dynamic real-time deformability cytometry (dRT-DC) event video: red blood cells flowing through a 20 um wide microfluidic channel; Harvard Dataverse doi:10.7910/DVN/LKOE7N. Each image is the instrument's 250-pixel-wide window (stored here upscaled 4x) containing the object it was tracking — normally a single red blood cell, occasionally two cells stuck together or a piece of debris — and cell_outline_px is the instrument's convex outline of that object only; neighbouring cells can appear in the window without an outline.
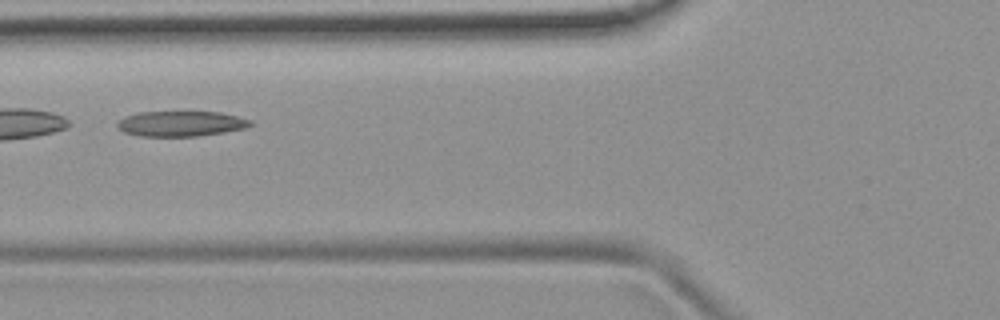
{"species": "common noctule bat (a hibernating species)", "species_latin": "Nyctalus noctula", "temperature_condition": "room temperature", "stored_images_in_passage": 2, "camera_frame_rate_fps": 3000, "um_per_image_px": 0.085, "animal": {"sex": "female", "body_mass_g": 19.9}, "frame": {"image": 1, "passage_image": 2, "time_ms": 1.0, "image_size_px": [1000, 320], "cell_outline_px": [[252, 124], [244, 128], [196, 136], [140, 136], [124, 132], [116, 128], [116, 124], [124, 116], [136, 112], [220, 112], [252, 120]], "centroid_in_image_um": [15.31, 10.5], "position_along_channel_um": 110.5, "area_um2": 19.48}}